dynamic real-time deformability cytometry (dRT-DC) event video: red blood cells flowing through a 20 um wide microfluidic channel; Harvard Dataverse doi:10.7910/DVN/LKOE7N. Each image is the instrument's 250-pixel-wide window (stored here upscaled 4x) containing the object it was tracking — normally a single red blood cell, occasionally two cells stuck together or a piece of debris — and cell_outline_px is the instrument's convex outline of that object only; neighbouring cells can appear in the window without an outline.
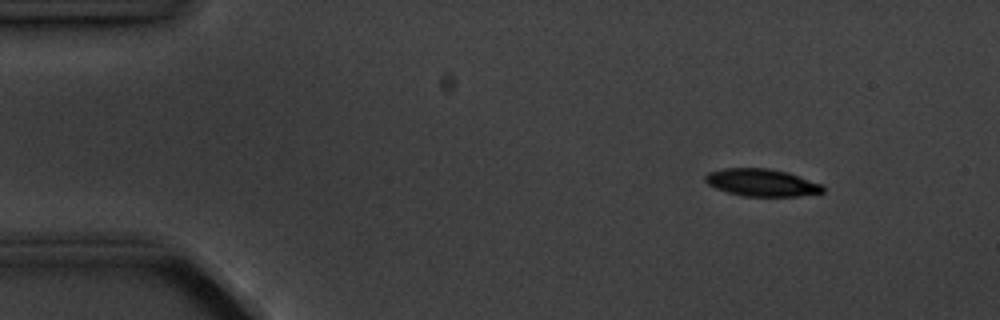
{"species": "common noctule bat (a hibernating species)", "species_latin": "Nyctalus noctula", "temperature_condition": "cold", "stored_images_in_passage": 9, "camera_frame_rate_fps": 3000, "um_per_image_px": 0.085, "animal": {"sex": "male", "body_mass_g": 20.1, "forearm_length_mm": 53.5}, "frame": {"image": 1, "passage_image": 1, "time_ms": 0.0, "image_size_px": [1000, 320], "cell_outline_px": [[824, 192], [796, 196], [744, 196], [728, 192], [716, 188], [708, 184], [704, 180], [704, 176], [708, 172], [724, 168], [768, 168], [788, 172], [824, 184]], "centroid_in_image_um": [64.76, 15.51], "position_along_channel_um": 20.2, "area_um2": 18.84}}